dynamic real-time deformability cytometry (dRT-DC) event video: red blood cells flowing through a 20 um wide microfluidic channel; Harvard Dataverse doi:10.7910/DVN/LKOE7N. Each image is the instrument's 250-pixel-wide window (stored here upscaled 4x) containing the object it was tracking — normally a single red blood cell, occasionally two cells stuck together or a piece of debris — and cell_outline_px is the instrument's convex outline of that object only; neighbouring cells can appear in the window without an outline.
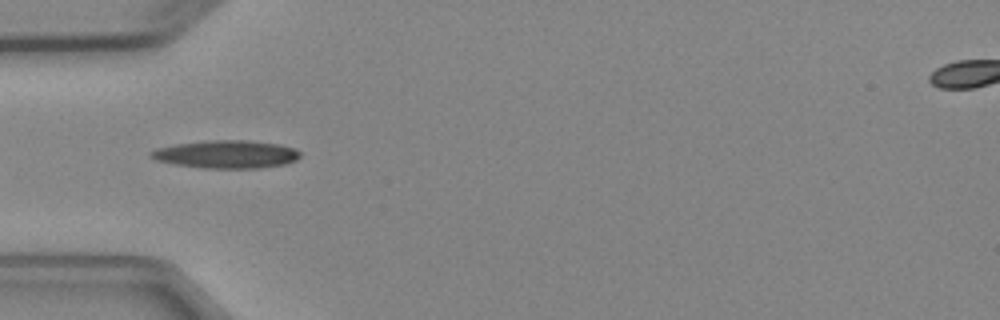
{"species": "Egyptian fruit bat (a non-hibernating species)", "species_latin": "Rousettus aegyptiacus", "temperature_condition": "cold", "stored_images_in_passage": 6, "camera_frame_rate_fps": 3000, "um_per_image_px": 0.085, "animal": {"sex": "female"}, "frame": {"image": 1, "passage_image": 4, "time_ms": 4.0, "image_size_px": [1000, 320], "cell_outline_px": [[300, 156], [296, 160], [284, 164], [260, 168], [204, 168], [176, 164], [156, 160], [148, 156], [148, 152], [156, 148], [176, 144], [204, 140], [248, 140], [276, 144], [296, 148], [300, 152]], "centroid_in_image_um": [19.21, 13.11], "position_along_channel_um": 65.8, "area_um2": 24.33}}